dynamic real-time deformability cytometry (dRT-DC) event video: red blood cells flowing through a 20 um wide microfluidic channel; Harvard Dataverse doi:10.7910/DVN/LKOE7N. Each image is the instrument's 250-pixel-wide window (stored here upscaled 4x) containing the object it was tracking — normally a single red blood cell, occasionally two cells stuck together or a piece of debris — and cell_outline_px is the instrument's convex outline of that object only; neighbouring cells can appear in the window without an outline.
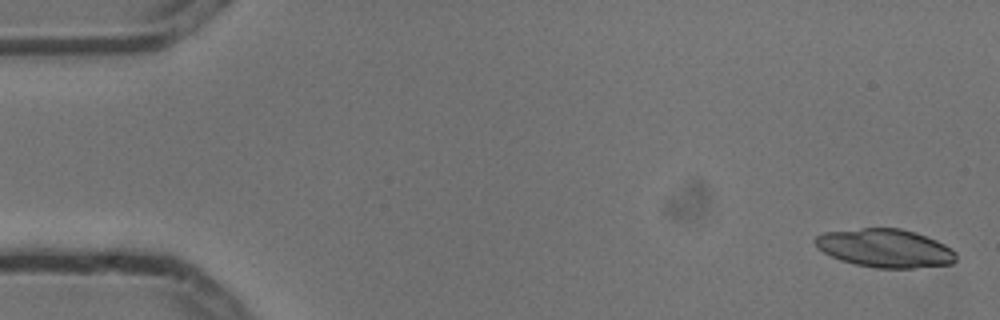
{"species": "common noctule bat (a hibernating species)", "species_latin": "Nyctalus noctula", "temperature_condition": "cold", "stored_images_in_passage": 7, "camera_frame_rate_fps": 3000, "um_per_image_px": 0.085, "animal": {"sex": "male", "body_mass_g": 13.3}, "frame": {"image": 1, "passage_image": 1, "time_ms": 0.0, "image_size_px": [1000, 320], "cell_outline_px": [[956, 260], [952, 264], [912, 268], [876, 268], [856, 264], [840, 260], [824, 252], [812, 240], [816, 236], [824, 232], [860, 228], [900, 228], [916, 232], [936, 240], [952, 248], [956, 252]], "centroid_in_image_um": [75.25, 21.09], "position_along_channel_um": 9.7, "area_um2": 31.56}}
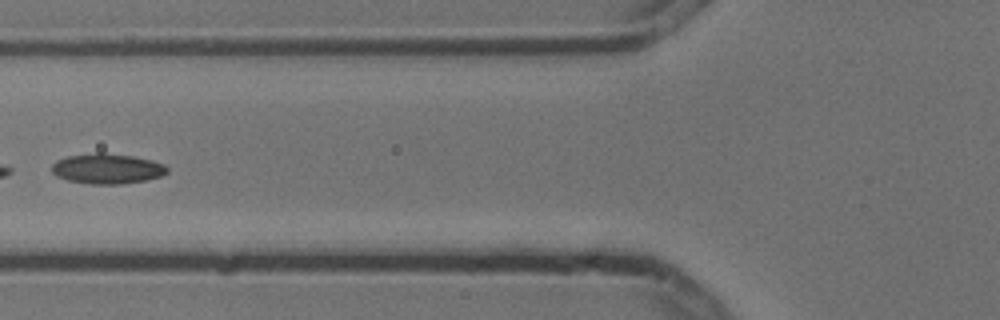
{"frame": {"image": 2, "passage_image": 6, "time_ms": 1.667, "image_size_px": [1000, 320], "cell_outline_px": [[168, 172], [160, 176], [144, 180], [120, 184], [88, 184], [68, 180], [56, 176], [52, 172], [52, 164], [56, 160], [68, 156], [96, 152], [104, 152], [132, 156], [152, 160], [164, 164], [168, 168]], "centroid_in_image_um": [9.09, 14.33], "position_along_channel_um": 116.7, "area_um2": 20.35}}
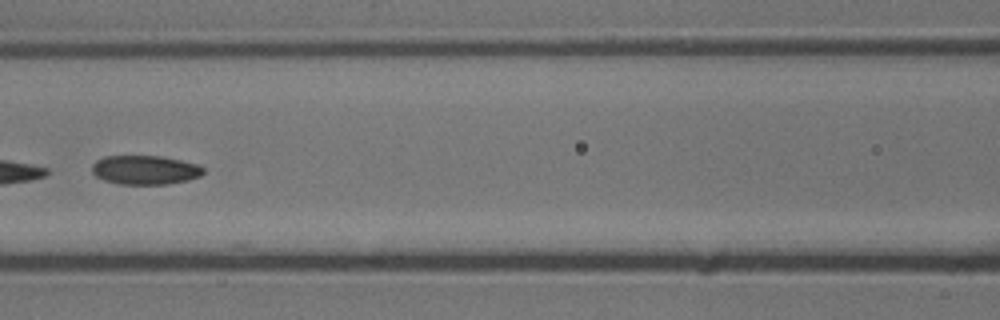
{"frame": {"image": 3, "passage_image": 7, "time_ms": 2.0, "image_size_px": [1000, 320], "cell_outline_px": [[204, 172], [200, 176], [188, 180], [168, 184], [120, 184], [104, 180], [96, 176], [92, 172], [92, 164], [96, 160], [104, 156], [160, 156], [200, 164], [204, 168]], "centroid_in_image_um": [12.34, 14.44], "position_along_channel_um": 154.3, "area_um2": 18.96}}